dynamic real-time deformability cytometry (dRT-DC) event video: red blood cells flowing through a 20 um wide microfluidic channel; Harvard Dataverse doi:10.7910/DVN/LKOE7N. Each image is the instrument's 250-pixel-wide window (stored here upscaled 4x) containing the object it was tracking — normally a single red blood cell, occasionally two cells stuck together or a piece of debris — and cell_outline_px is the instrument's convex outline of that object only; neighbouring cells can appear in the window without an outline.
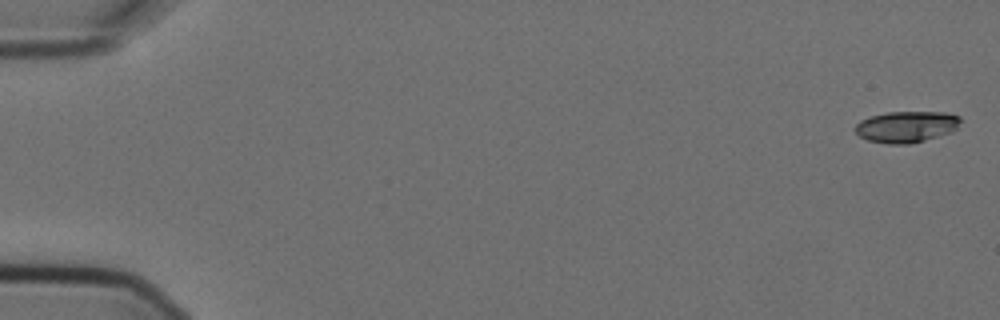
{"species": "Egyptian fruit bat (a non-hibernating species)", "species_latin": "Rousettus aegyptiacus", "temperature_condition": "cold", "stored_images_in_passage": 6, "camera_frame_rate_fps": 3000, "um_per_image_px": 0.085, "animal": {"sex": "female"}, "frame": {"image": 1, "passage_image": 1, "time_ms": 0.0, "image_size_px": [1000, 320], "cell_outline_px": [[960, 120], [956, 128], [952, 132], [924, 140], [908, 144], [888, 144], [868, 140], [860, 136], [856, 132], [856, 124], [860, 120], [872, 116], [888, 112], [944, 112], [960, 116]], "centroid_in_image_um": [77.05, 10.77], "position_along_channel_um": 8.0, "area_um2": 19.02}}